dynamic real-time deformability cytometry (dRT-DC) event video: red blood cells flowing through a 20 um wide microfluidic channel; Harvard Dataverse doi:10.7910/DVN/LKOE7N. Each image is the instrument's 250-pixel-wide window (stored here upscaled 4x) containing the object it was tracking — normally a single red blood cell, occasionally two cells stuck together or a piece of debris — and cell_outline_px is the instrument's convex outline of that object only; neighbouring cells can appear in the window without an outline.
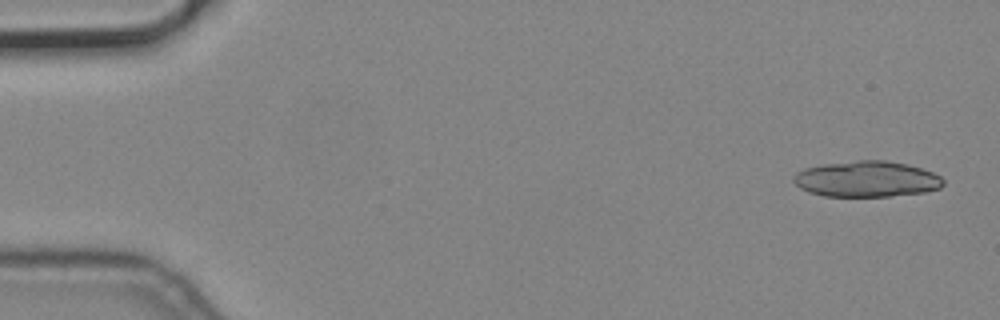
{"species": "common noctule bat (a hibernating species)", "species_latin": "Nyctalus noctula", "temperature_condition": "cold", "stored_images_in_passage": 5, "camera_frame_rate_fps": 3000, "um_per_image_px": 0.085, "animal": {"sex": "male", "body_mass_g": 19.2, "forearm_length_mm": 51.8}, "frame": {"image": 1, "passage_image": 1, "time_ms": 0.0, "image_size_px": [1000, 320], "cell_outline_px": [[944, 184], [940, 188], [924, 192], [888, 196], [824, 196], [808, 192], [800, 188], [792, 180], [796, 172], [804, 168], [824, 164], [860, 160], [888, 160], [908, 164], [932, 172], [940, 176], [944, 180]], "centroid_in_image_um": [73.66, 15.21], "position_along_channel_um": 11.3, "area_um2": 31.33}}
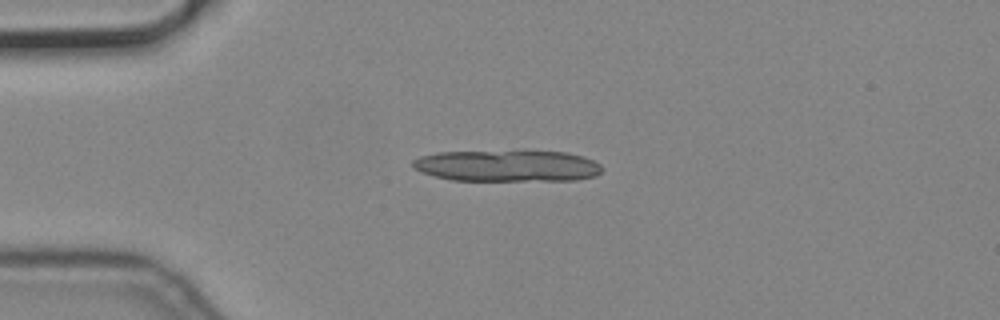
{"frame": {"image": 2, "passage_image": 4, "time_ms": 1.0, "image_size_px": [1000, 320], "cell_outline_px": [[604, 168], [596, 176], [576, 180], [452, 180], [436, 176], [412, 168], [412, 160], [420, 156], [436, 152], [568, 152], [584, 156], [600, 164]], "centroid_in_image_um": [43.15, 14.1], "position_along_channel_um": 41.9, "area_um2": 34.33}}